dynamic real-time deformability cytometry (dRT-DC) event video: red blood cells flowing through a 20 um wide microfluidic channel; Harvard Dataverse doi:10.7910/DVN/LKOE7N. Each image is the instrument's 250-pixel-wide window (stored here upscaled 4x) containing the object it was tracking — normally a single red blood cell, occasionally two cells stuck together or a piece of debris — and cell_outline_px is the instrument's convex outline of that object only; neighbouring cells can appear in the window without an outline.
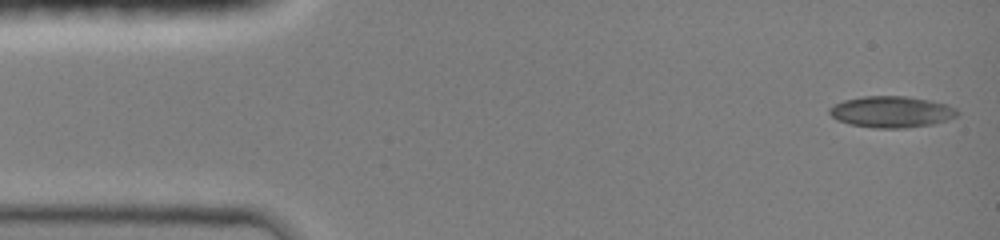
{"species": "common noctule bat (a hibernating species)", "species_latin": "Nyctalus noctula", "temperature_condition": "room temperature", "stored_images_in_passage": 52, "camera_frame_rate_fps": 3000, "um_per_image_px": 0.085, "animal": {"sex": "female", "body_mass_g": 19.0, "forearm_length_mm": 51.5}, "frame": {"image": 1, "passage_image": 1, "time_ms": 0.0, "image_size_px": [1000, 240], "cell_outline_px": [[960, 112], [956, 116], [948, 120], [932, 124], [908, 128], [876, 128], [848, 124], [836, 120], [828, 112], [828, 108], [844, 100], [864, 96], [908, 96], [932, 100], [948, 104], [956, 108]], "centroid_in_image_um": [75.8, 9.5], "position_along_channel_um": 9.2, "area_um2": 23.64}}
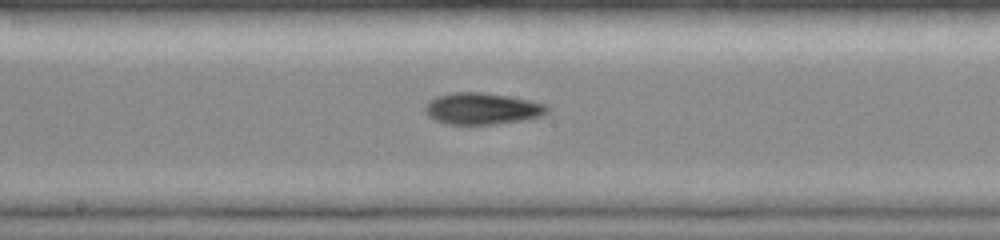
{"frame": {"image": 2, "passage_image": 31, "time_ms": 7.333, "image_size_px": [1000, 240], "cell_outline_px": [[548, 112], [540, 116], [524, 120], [496, 124], [448, 124], [436, 120], [428, 116], [424, 112], [424, 104], [428, 100], [436, 96], [456, 92], [480, 92], [528, 100], [548, 104]], "centroid_in_image_um": [40.94, 9.24], "position_along_channel_um": 207.3, "area_um2": 22.43}}
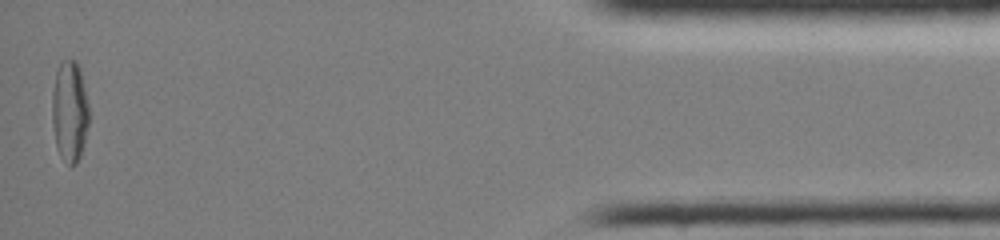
{"frame": {"image": 3, "passage_image": 52, "time_ms": 14.333, "image_size_px": [1000, 240], "cell_outline_px": [[88, 124], [84, 144], [80, 156], [76, 164], [68, 164], [60, 156], [56, 148], [52, 124], [52, 92], [56, 72], [60, 64], [64, 60], [76, 60], [80, 68], [88, 104]], "centroid_in_image_um": [5.91, 9.47], "position_along_channel_um": 429.3, "area_um2": 21.73}, "authors_computed_cell_mechanics": {"area_um2": 21.675, "velocity_mm_per_s": 4.1955, "shape_relaxation_time_tau1_ms": null, "shape_relaxation_time_tau2_ms": 7.8162, "deformation_change_tau1": null, "deformation_change_tau2": 0.1727}}